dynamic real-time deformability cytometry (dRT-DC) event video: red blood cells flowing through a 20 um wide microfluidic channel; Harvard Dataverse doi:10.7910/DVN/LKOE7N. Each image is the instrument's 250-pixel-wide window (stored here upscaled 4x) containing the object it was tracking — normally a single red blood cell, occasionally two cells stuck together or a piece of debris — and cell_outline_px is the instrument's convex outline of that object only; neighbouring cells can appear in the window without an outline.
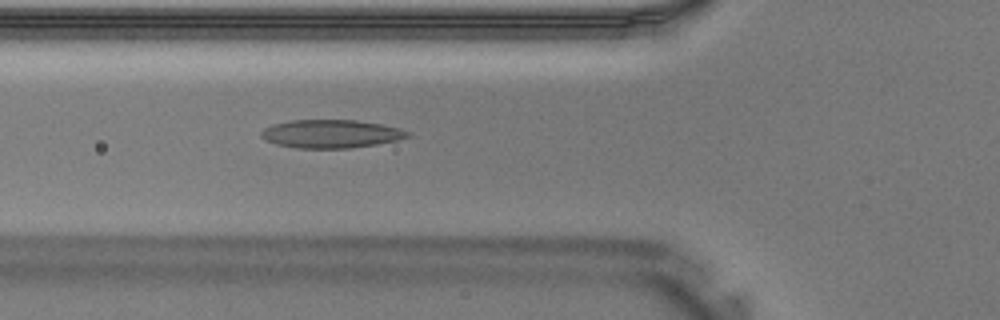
{"species": "Egyptian fruit bat (a non-hibernating species)", "species_latin": "Rousettus aegyptiacus", "temperature_condition": "warm", "stored_images_in_passage": 32, "camera_frame_rate_fps": 3000, "um_per_image_px": 0.085, "animal": {"sex": "male"}, "frame": {"image": 1, "passage_image": 5, "time_ms": 1.333, "image_size_px": [1000, 320], "cell_outline_px": [[412, 136], [396, 140], [376, 144], [352, 148], [296, 148], [276, 144], [264, 140], [260, 136], [260, 132], [264, 128], [272, 124], [292, 120], [356, 120], [380, 124], [400, 128], [412, 132]], "centroid_in_image_um": [28.13, 11.37], "position_along_channel_um": 97.7, "area_um2": 24.28}}
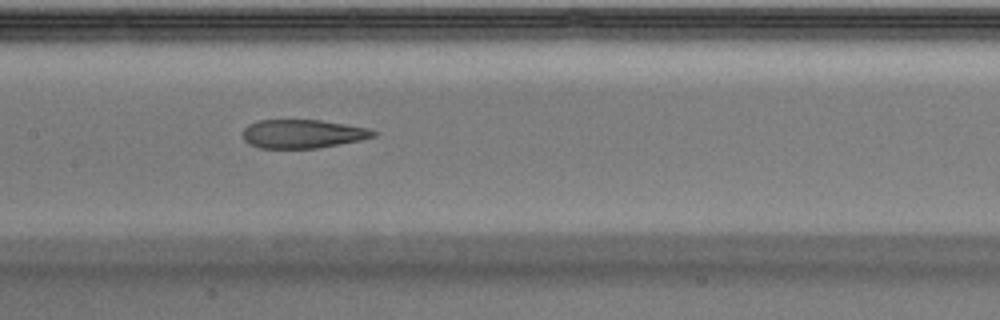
{"frame": {"image": 2, "passage_image": 10, "time_ms": 3.0, "image_size_px": [1000, 320], "cell_outline_px": [[380, 132], [376, 136], [360, 140], [316, 148], [260, 148], [248, 144], [244, 140], [244, 128], [248, 124], [260, 120], [320, 120], [368, 128]], "centroid_in_image_um": [25.74, 11.37], "position_along_channel_um": 181.7, "area_um2": 21.73}}